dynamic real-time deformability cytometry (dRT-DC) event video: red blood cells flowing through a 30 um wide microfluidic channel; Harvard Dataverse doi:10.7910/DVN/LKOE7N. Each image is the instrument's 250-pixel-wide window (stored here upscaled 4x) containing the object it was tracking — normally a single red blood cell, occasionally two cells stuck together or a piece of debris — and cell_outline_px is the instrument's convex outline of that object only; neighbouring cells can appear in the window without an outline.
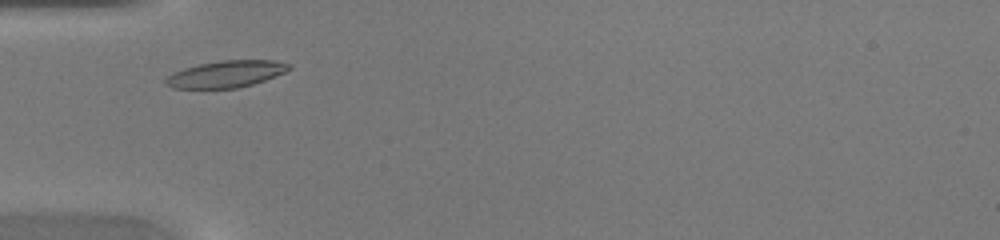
{"species": "common noctule bat (a hibernating species)", "species_latin": "Nyctalus noctula", "temperature_condition": "warm", "stored_images_in_passage": 29, "camera_frame_rate_fps": 3000, "um_per_image_px": 0.085, "animal": {"sex": "female", "body_mass_g": 20.0, "forearm_length_mm": 54.0}, "frame": {"image": 1, "passage_image": 4, "time_ms": 1.0, "image_size_px": [1000, 240], "cell_outline_px": [[292, 68], [276, 76], [252, 84], [236, 88], [172, 88], [164, 84], [164, 80], [172, 72], [196, 64], [220, 60], [276, 60], [292, 64]], "centroid_in_image_um": [19.2, 6.28], "position_along_channel_um": 65.8, "area_um2": 19.42}}
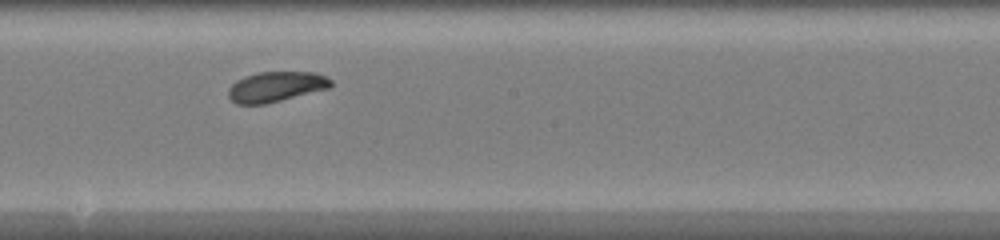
{"frame": {"image": 2, "passage_image": 15, "time_ms": 4.667, "image_size_px": [1000, 240], "cell_outline_px": [[332, 84], [328, 88], [264, 104], [236, 104], [228, 96], [228, 88], [236, 80], [244, 76], [260, 72], [316, 72], [332, 80]], "centroid_in_image_um": [23.42, 7.36], "position_along_channel_um": 224.8, "area_um2": 17.86}}
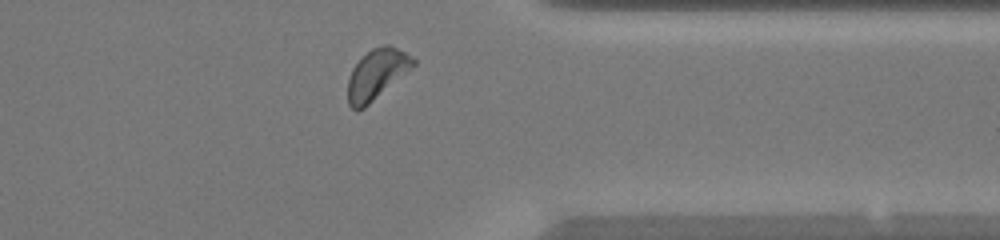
{"frame": {"image": 3, "passage_image": 26, "time_ms": 8.333, "image_size_px": [1000, 240], "cell_outline_px": [[416, 64], [412, 68], [364, 108], [356, 112], [348, 104], [348, 80], [352, 68], [372, 48], [384, 44], [388, 44], [404, 52], [416, 60]], "centroid_in_image_um": [32.01, 6.32], "position_along_channel_um": 379.4, "area_um2": 18.84}}